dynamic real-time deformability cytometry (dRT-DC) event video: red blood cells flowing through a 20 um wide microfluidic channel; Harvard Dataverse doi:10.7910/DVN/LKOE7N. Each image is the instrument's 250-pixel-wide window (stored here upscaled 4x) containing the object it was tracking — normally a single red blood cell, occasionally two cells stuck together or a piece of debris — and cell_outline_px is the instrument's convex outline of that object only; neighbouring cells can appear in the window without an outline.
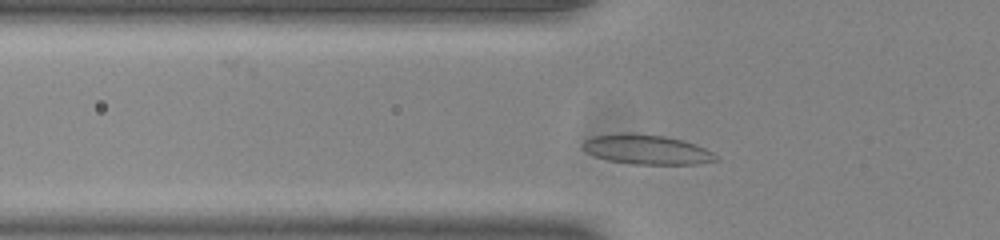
{"species": "common noctule bat (a hibernating species)", "species_latin": "Nyctalus noctula", "temperature_condition": "room temperature", "stored_images_in_passage": 34, "camera_frame_rate_fps": 3000, "um_per_image_px": 0.085, "animal": {"sex": "male", "body_mass_g": 20.0, "forearm_length_mm": 53.3}, "frame": {"image": 1, "passage_image": 6, "time_ms": 1.667, "image_size_px": [1000, 240], "cell_outline_px": [[720, 160], [700, 164], [632, 164], [608, 160], [596, 156], [580, 148], [580, 144], [584, 140], [592, 136], [620, 132], [632, 132], [664, 136], [684, 140], [696, 144], [720, 156]], "centroid_in_image_um": [54.97, 12.7], "position_along_channel_um": 70.8, "area_um2": 23.47}}
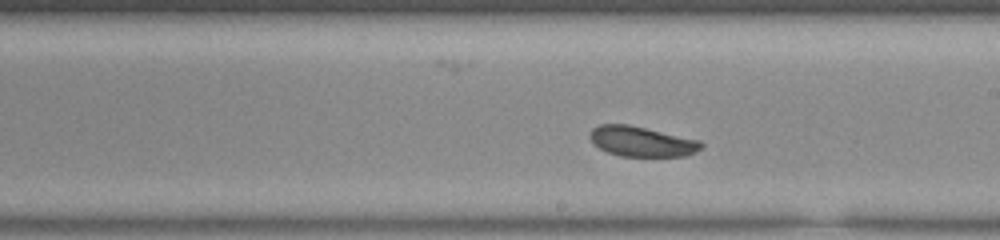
{"frame": {"image": 2, "passage_image": 19, "time_ms": 6.0, "image_size_px": [1000, 240], "cell_outline_px": [[704, 144], [696, 152], [688, 156], [620, 156], [608, 152], [592, 144], [588, 136], [588, 132], [592, 128], [600, 124], [628, 124], [700, 140]], "centroid_in_image_um": [54.51, 12.02], "position_along_channel_um": 234.5, "area_um2": 19.71}}
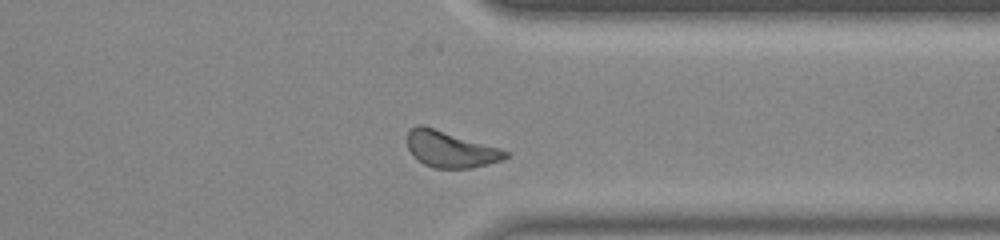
{"frame": {"image": 3, "passage_image": 30, "time_ms": 9.667, "image_size_px": [1000, 240], "cell_outline_px": [[512, 152], [504, 160], [472, 168], [432, 168], [424, 164], [412, 156], [408, 148], [408, 128], [416, 124], [424, 124], [500, 148]], "centroid_in_image_um": [38.29, 12.67], "position_along_channel_um": 373.1, "area_um2": 21.21}, "authors_computed_cell_mechanics": {"area_um2": 20.3456, "velocity_mm_per_s": 3.8031, "shape_relaxation_time_tau1_ms": 1.0689, "shape_relaxation_time_tau2_ms": null, "deformation_change_tau1": 0.082, "deformation_change_tau2": null}}